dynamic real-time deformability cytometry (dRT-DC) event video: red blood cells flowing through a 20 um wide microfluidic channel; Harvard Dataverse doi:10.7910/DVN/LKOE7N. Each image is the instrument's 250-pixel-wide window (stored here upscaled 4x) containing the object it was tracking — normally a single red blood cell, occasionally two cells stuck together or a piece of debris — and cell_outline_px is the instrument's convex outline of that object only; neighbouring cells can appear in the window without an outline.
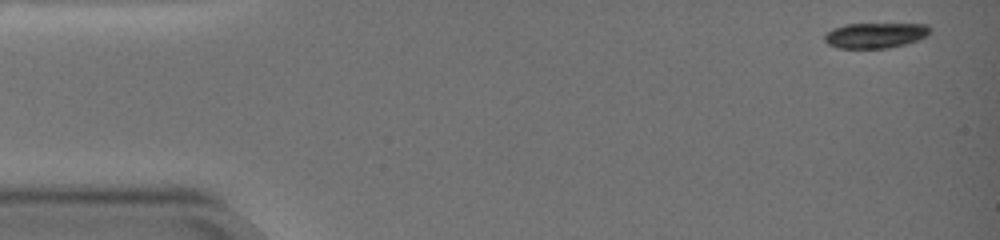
{"species": "common noctule bat (a hibernating species)", "species_latin": "Nyctalus noctula", "temperature_condition": "warm", "stored_images_in_passage": 62, "camera_frame_rate_fps": 3000, "um_per_image_px": 0.085, "animal": {"sex": "female", "body_mass_g": 19.0, "forearm_length_mm": 51.5}, "frame": {"image": 1, "passage_image": 1, "time_ms": 0.0, "image_size_px": [1000, 240], "cell_outline_px": [[928, 32], [924, 36], [916, 40], [900, 44], [880, 48], [844, 48], [832, 44], [828, 40], [828, 32], [836, 28], [852, 24], [924, 24], [928, 28]], "centroid_in_image_um": [74.44, 2.99], "position_along_channel_um": 10.6, "area_um2": 14.39}}
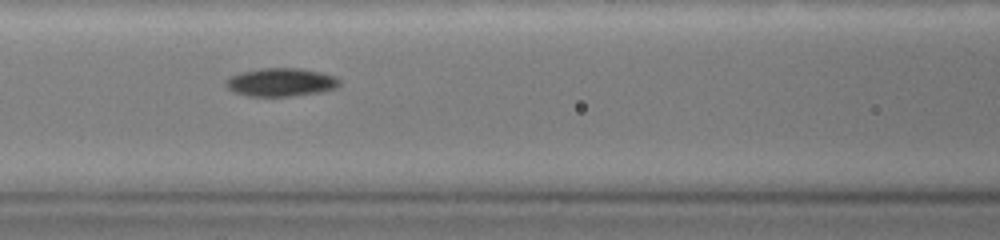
{"frame": {"image": 2, "passage_image": 27, "time_ms": 8.667, "image_size_px": [1000, 240], "cell_outline_px": [[336, 84], [332, 88], [316, 92], [288, 96], [252, 96], [236, 92], [228, 88], [228, 80], [232, 76], [244, 72], [260, 68], [296, 68], [316, 72], [332, 76], [336, 80]], "centroid_in_image_um": [23.8, 6.98], "position_along_channel_um": 142.8, "area_um2": 17.57}}
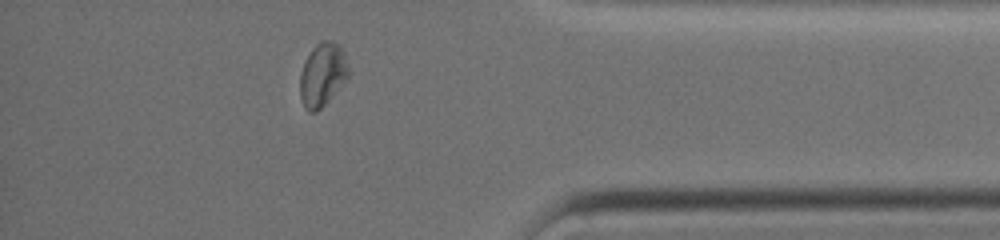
{"frame": {"image": 3, "passage_image": 55, "time_ms": 18.0, "image_size_px": [1000, 240], "cell_outline_px": [[348, 76], [328, 100], [316, 112], [308, 112], [304, 108], [300, 96], [300, 72], [304, 60], [312, 48], [320, 40], [332, 40], [340, 44], [344, 52], [348, 68]], "centroid_in_image_um": [27.38, 6.3], "position_along_channel_um": 407.8, "area_um2": 17.92}, "authors_computed_cell_mechanics": {"area_um2": 17.2244, "velocity_mm_per_s": 2.9825, "shape_relaxation_time_tau1_ms": 6.9343, "shape_relaxation_time_tau2_ms": 6.4588, "deformation_change_tau1": 0.1692, "deformation_change_tau2": 0.0802}}